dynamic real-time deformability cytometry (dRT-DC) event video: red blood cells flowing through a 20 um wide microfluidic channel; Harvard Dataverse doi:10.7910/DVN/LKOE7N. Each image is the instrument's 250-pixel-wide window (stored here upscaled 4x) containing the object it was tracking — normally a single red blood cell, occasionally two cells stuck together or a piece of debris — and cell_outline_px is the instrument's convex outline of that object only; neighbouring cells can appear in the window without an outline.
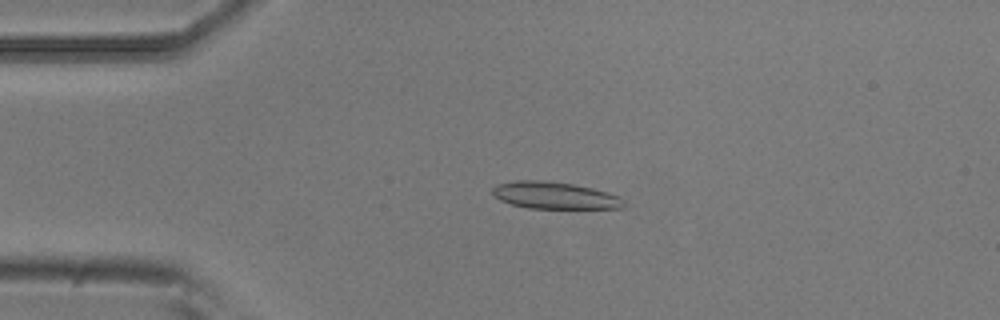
{"species": "common noctule bat (a hibernating species)", "species_latin": "Nyctalus noctula", "temperature_condition": "room temperature", "stored_images_in_passage": 54, "camera_frame_rate_fps": 3000, "um_per_image_px": 0.085, "animal": {"sex": "male", "body_mass_g": 20.5, "forearm_length_mm": 52.5}, "frame": {"image": 1, "passage_image": 12, "time_ms": 3.667, "image_size_px": [1000, 320], "cell_outline_px": [[624, 208], [528, 208], [512, 204], [500, 200], [492, 192], [492, 188], [496, 184], [516, 180], [540, 180], [572, 184], [592, 188], [608, 192], [620, 196], [624, 200]], "centroid_in_image_um": [47.15, 16.61], "position_along_channel_um": 37.8, "area_um2": 20.58}}
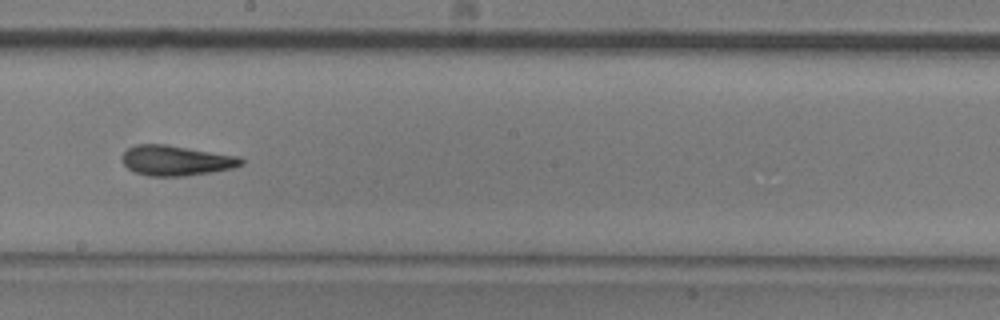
{"frame": {"image": 2, "passage_image": 30, "time_ms": 9.667, "image_size_px": [1000, 320], "cell_outline_px": [[244, 164], [232, 168], [184, 176], [148, 176], [132, 172], [120, 160], [124, 152], [128, 148], [136, 144], [168, 144], [240, 156], [244, 160]], "centroid_in_image_um": [14.95, 13.63], "position_along_channel_um": 233.3, "area_um2": 21.15}}
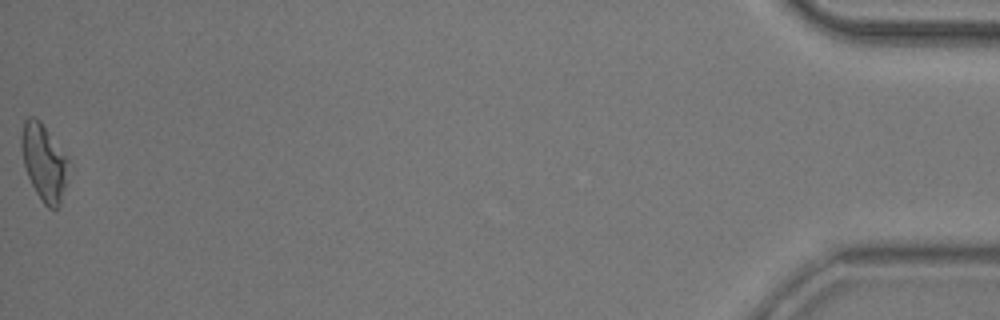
{"frame": {"image": 3, "passage_image": 54, "time_ms": 17.667, "image_size_px": [1000, 320], "cell_outline_px": [[72, 164], [68, 180], [60, 204], [56, 208], [48, 208], [44, 204], [36, 192], [28, 176], [24, 164], [20, 144], [20, 136], [24, 120], [28, 116], [36, 116], [40, 120], [68, 156]], "centroid_in_image_um": [3.78, 13.76], "position_along_channel_um": 431.4, "area_um2": 21.68}, "authors_computed_cell_mechanics": {"area_um2": 20.6924, "velocity_mm_per_s": 3.7309, "shape_relaxation_time_tau1_ms": 5.4744, "shape_relaxation_time_tau2_ms": 2.2483, "deformation_change_tau1": 0.1626, "deformation_change_tau2": 0.1183}}